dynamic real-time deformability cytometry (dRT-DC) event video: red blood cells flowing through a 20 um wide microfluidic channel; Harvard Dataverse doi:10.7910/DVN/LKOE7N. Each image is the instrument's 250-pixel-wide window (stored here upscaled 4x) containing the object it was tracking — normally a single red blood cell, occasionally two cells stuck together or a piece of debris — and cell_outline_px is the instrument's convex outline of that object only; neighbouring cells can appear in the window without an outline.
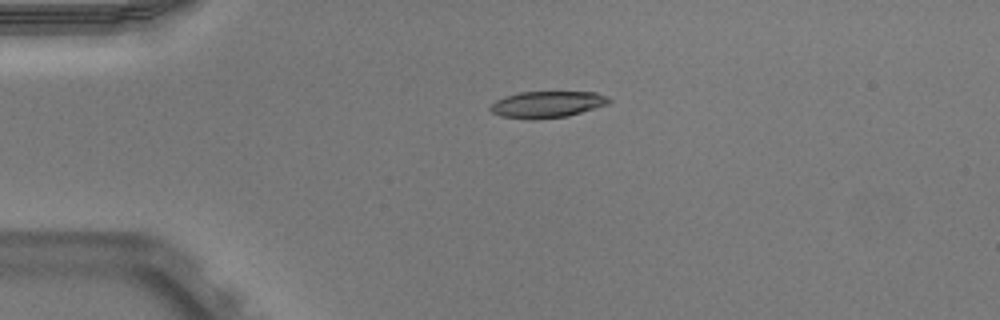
{"species": "Egyptian fruit bat (a non-hibernating species)", "species_latin": "Rousettus aegyptiacus", "temperature_condition": "warm", "stored_images_in_passage": 40, "camera_frame_rate_fps": 3000, "um_per_image_px": 0.085, "animal": {"sex": "male"}, "frame": {"image": 1, "passage_image": 1, "time_ms": 0.0, "image_size_px": [1000, 320], "cell_outline_px": [[612, 100], [608, 104], [568, 116], [536, 120], [500, 116], [492, 112], [488, 108], [496, 100], [504, 96], [520, 92], [596, 92], [608, 96]], "centroid_in_image_um": [46.51, 8.87], "position_along_channel_um": 38.5, "area_um2": 18.44}}
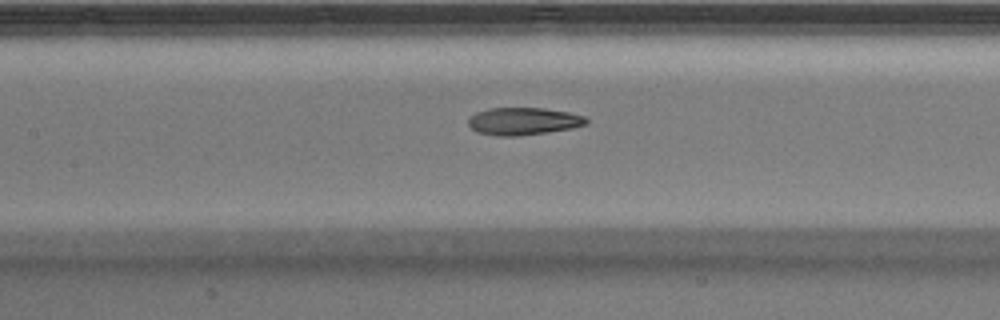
{"frame": {"image": 2, "passage_image": 13, "time_ms": 4.0, "image_size_px": [1000, 320], "cell_outline_px": [[588, 120], [584, 124], [572, 128], [548, 132], [516, 136], [496, 136], [476, 132], [468, 124], [468, 120], [476, 112], [488, 108], [544, 108], [568, 112], [584, 116]], "centroid_in_image_um": [44.45, 10.3], "position_along_channel_um": 162.9, "area_um2": 18.79}}
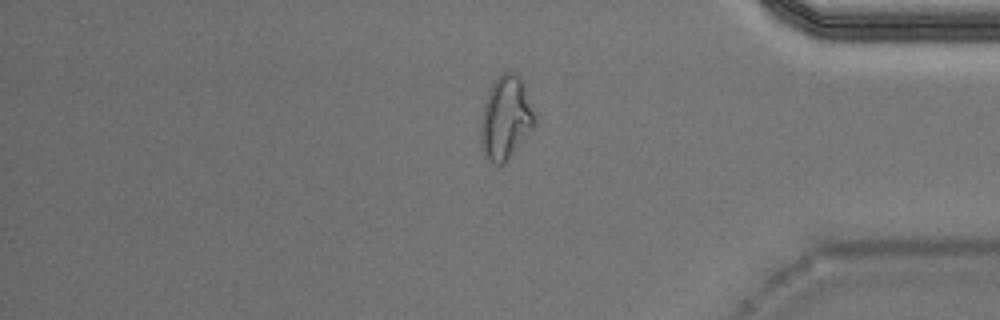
{"frame": {"image": 3, "passage_image": 32, "time_ms": 10.333, "image_size_px": [1000, 320], "cell_outline_px": [[536, 124], [504, 164], [496, 164], [484, 152], [480, 144], [480, 124], [484, 104], [488, 92], [496, 76], [504, 72], [516, 72], [520, 76], [536, 116]], "centroid_in_image_um": [42.99, 9.98], "position_along_channel_um": 392.2, "area_um2": 26.01}, "authors_computed_cell_mechanics": {"area_um2": 19.8254, "velocity_mm_per_s": 3.948, "shape_relaxation_time_tau1_ms": null, "shape_relaxation_time_tau2_ms": 2.981, "deformation_change_tau1": null, "deformation_change_tau2": 0.1105}}